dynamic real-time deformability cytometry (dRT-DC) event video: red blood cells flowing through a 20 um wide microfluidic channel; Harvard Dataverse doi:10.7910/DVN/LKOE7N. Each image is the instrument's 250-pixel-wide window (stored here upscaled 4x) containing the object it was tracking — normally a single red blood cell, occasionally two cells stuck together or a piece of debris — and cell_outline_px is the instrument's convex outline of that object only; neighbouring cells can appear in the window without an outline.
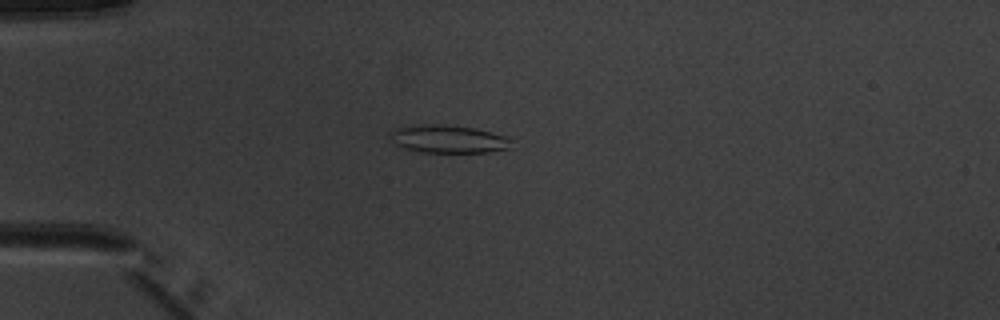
{"species": "common noctule bat (a hibernating species)", "species_latin": "Nyctalus noctula", "temperature_condition": "warm", "stored_images_in_passage": 3, "camera_frame_rate_fps": 3000, "um_per_image_px": 0.085, "animal": {"sex": "male", "body_mass_g": 20.1, "forearm_length_mm": 53.5}, "frame": {"image": 1, "passage_image": 3, "time_ms": 2.667, "image_size_px": [1000, 320], "cell_outline_px": [[512, 148], [488, 152], [420, 152], [404, 148], [396, 144], [388, 136], [388, 132], [396, 128], [412, 124], [444, 124], [476, 128], [508, 136], [512, 140]], "centroid_in_image_um": [38.11, 11.8], "position_along_channel_um": 46.9, "area_um2": 20.17}}